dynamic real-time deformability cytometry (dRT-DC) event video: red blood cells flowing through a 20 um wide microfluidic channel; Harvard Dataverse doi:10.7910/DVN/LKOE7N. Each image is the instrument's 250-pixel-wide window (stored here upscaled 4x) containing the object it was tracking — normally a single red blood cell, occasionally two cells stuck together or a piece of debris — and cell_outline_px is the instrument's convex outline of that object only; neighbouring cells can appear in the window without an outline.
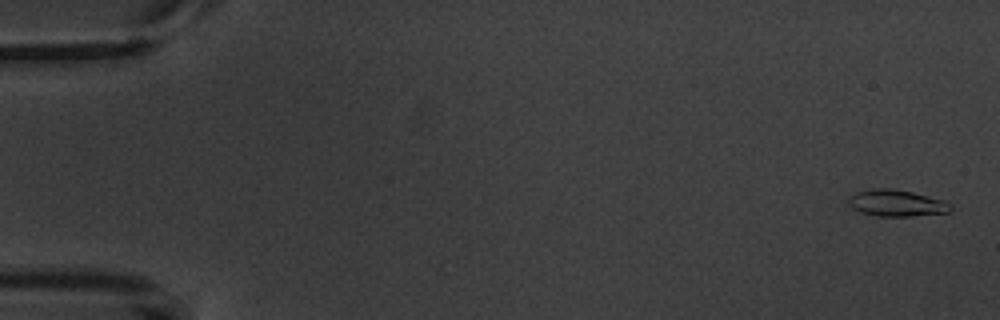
{"species": "common noctule bat (a hibernating species)", "species_latin": "Nyctalus noctula", "temperature_condition": "warm", "stored_images_in_passage": 6, "camera_frame_rate_fps": 3000, "um_per_image_px": 0.085, "animal": {"sex": "male", "body_mass_g": 20.1, "forearm_length_mm": 53.5}, "frame": {"image": 1, "passage_image": 1, "time_ms": 0.0, "image_size_px": [1000, 320], "cell_outline_px": [[952, 208], [948, 212], [912, 216], [876, 216], [860, 212], [852, 208], [848, 204], [848, 196], [856, 192], [876, 188], [892, 188], [912, 192], [944, 200], [952, 204]], "centroid_in_image_um": [76.18, 17.26], "position_along_channel_um": 8.8, "area_um2": 15.9}}
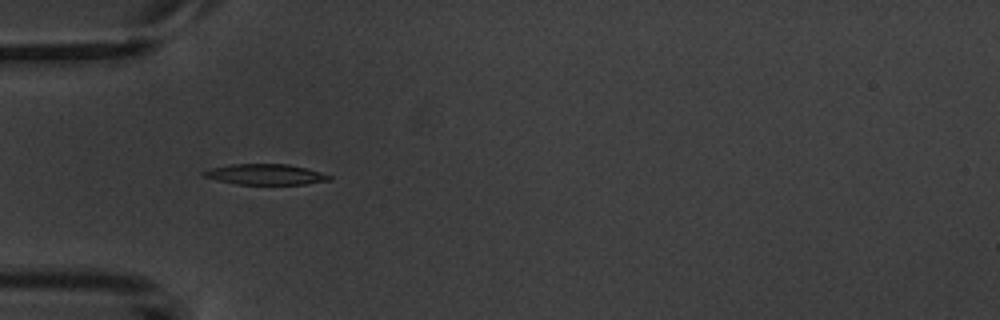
{"frame": {"image": 2, "passage_image": 5, "time_ms": 5.333, "image_size_px": [1000, 320], "cell_outline_px": [[332, 180], [304, 184], [236, 184], [216, 180], [204, 176], [200, 172], [208, 168], [232, 164], [288, 164], [308, 168], [332, 176]], "centroid_in_image_um": [22.55, 14.82], "position_along_channel_um": 62.5, "area_um2": 15.2}}